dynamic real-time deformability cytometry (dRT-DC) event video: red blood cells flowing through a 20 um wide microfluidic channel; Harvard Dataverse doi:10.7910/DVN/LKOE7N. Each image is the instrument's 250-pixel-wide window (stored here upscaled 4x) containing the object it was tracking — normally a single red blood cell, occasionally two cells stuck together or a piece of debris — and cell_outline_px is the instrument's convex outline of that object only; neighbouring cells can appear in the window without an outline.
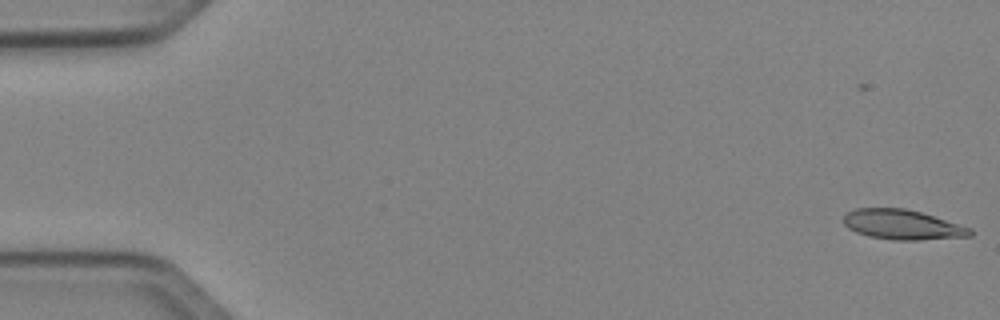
{"species": "Egyptian fruit bat (a non-hibernating species)", "species_latin": "Rousettus aegyptiacus", "temperature_condition": "cold", "stored_images_in_passage": 2, "camera_frame_rate_fps": 3000, "um_per_image_px": 0.085, "animal": {"sex": "female"}, "frame": {"image": 1, "passage_image": 2, "time_ms": 0.333, "image_size_px": [1000, 320], "cell_outline_px": [[972, 236], [920, 240], [892, 240], [868, 236], [856, 232], [848, 228], [844, 224], [844, 216], [848, 212], [856, 208], [904, 208], [920, 212], [972, 228]], "centroid_in_image_um": [76.7, 19.1], "position_along_channel_um": 8.3, "area_um2": 21.96}}